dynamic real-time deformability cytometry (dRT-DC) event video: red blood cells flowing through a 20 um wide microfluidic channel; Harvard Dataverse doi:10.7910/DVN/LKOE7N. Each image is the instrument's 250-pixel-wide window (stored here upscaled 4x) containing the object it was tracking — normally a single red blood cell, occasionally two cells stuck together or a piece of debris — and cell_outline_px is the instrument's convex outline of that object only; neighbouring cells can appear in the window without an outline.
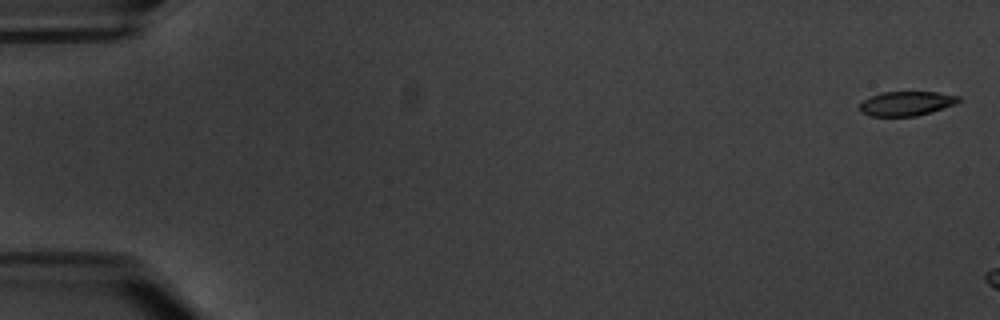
{"species": "common noctule bat (a hibernating species)", "species_latin": "Nyctalus noctula", "temperature_condition": "warm", "stored_images_in_passage": 3, "camera_frame_rate_fps": 3000, "um_per_image_px": 0.085, "animal": {"sex": "male", "body_mass_g": 20.1, "forearm_length_mm": 53.5}, "frame": {"image": 1, "passage_image": 1, "time_ms": 0.0, "image_size_px": [1000, 320], "cell_outline_px": [[960, 100], [956, 104], [932, 112], [916, 116], [872, 116], [860, 112], [860, 104], [864, 100], [872, 96], [884, 92], [936, 92], [960, 96]], "centroid_in_image_um": [77.07, 8.8], "position_along_channel_um": 7.9, "area_um2": 13.99}}